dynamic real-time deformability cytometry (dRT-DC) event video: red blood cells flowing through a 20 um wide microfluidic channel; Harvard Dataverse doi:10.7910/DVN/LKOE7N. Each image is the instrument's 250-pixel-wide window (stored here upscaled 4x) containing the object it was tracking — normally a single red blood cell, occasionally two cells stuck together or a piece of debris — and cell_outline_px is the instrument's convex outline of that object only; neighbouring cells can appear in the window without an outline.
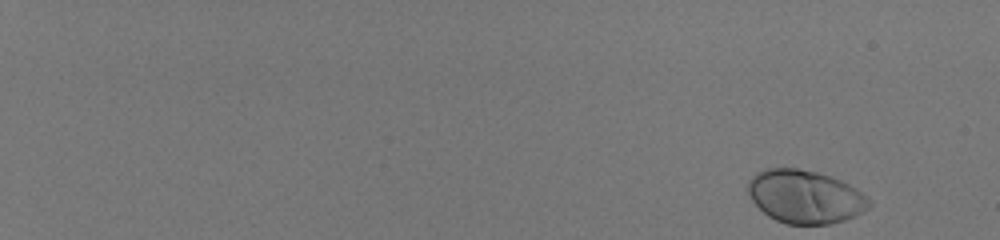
{"species": "human", "species_latin": "Homo sapiens", "temperature_condition": "room temperature", "stored_images_in_passage": 54, "camera_frame_rate_fps": 3000, "um_per_image_px": 0.085, "donor": {"sex": "male"}, "frame": {"image": 1, "passage_image": 1, "time_ms": 0.0, "image_size_px": [1000, 240], "cell_outline_px": [[872, 204], [864, 212], [856, 216], [844, 220], [828, 224], [788, 224], [776, 220], [768, 216], [752, 200], [748, 192], [748, 180], [756, 172], [768, 168], [796, 168], [816, 172], [840, 180], [856, 188], [872, 200]], "centroid_in_image_um": [68.45, 16.72], "position_along_channel_um": 16.5, "area_um2": 37.57}}
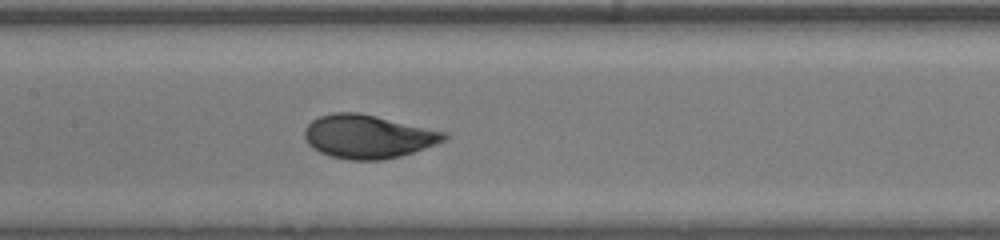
{"frame": {"image": 2, "passage_image": 31, "time_ms": 10.0, "image_size_px": [1000, 240], "cell_outline_px": [[448, 140], [400, 156], [380, 160], [348, 160], [328, 156], [312, 148], [308, 144], [304, 136], [304, 128], [312, 120], [320, 116], [332, 112], [360, 112], [448, 132]], "centroid_in_image_um": [31.27, 11.6], "position_along_channel_um": 176.1, "area_um2": 35.72}}
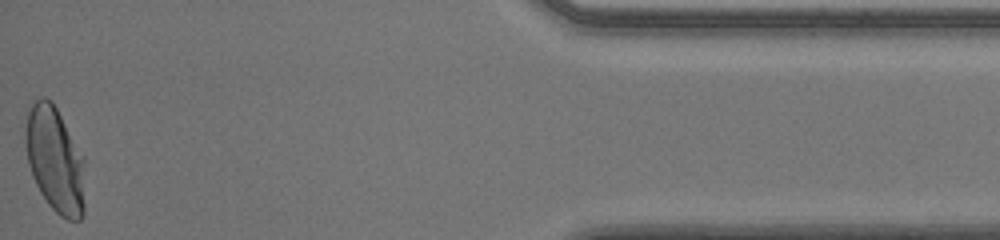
{"frame": {"image": 3, "passage_image": 54, "time_ms": 17.667, "image_size_px": [1000, 240], "cell_outline_px": [[84, 216], [80, 220], [68, 220], [60, 216], [48, 204], [40, 192], [32, 176], [28, 164], [24, 144], [24, 128], [28, 112], [32, 104], [40, 96], [44, 96], [52, 100], [84, 156]], "centroid_in_image_um": [4.67, 13.57], "position_along_channel_um": 430.5, "area_um2": 37.22}, "authors_computed_cell_mechanics": {"area_um2": 35.258, "velocity_mm_per_s": 4.0062, "shape_relaxation_time_tau1_ms": 2.9633, "shape_relaxation_time_tau2_ms": null, "deformation_change_tau1": 0.1626, "deformation_change_tau2": null}}